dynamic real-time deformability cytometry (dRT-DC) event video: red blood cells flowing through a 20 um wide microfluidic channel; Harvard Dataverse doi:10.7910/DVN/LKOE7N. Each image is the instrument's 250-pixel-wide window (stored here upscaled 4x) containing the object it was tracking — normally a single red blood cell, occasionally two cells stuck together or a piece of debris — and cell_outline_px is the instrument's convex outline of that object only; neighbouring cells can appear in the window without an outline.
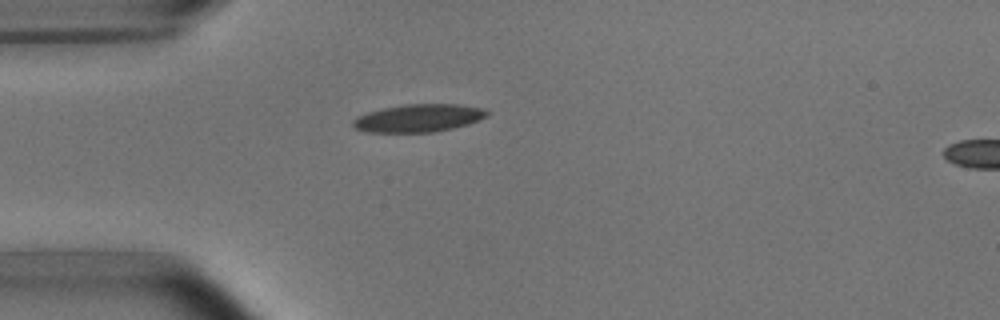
{"species": "common noctule bat (a hibernating species)", "species_latin": "Nyctalus noctula", "temperature_condition": "room temperature", "stored_images_in_passage": 5, "camera_frame_rate_fps": 3000, "um_per_image_px": 0.085, "animal": {"sex": "male", "body_mass_g": 15.6}, "frame": {"image": 1, "passage_image": 4, "time_ms": 4.333, "image_size_px": [1000, 320], "cell_outline_px": [[488, 116], [468, 124], [452, 128], [432, 132], [364, 132], [356, 128], [352, 124], [352, 120], [356, 116], [368, 112], [384, 108], [404, 104], [460, 104], [480, 108], [488, 112]], "centroid_in_image_um": [35.54, 10.03], "position_along_channel_um": 49.5, "area_um2": 21.62}}